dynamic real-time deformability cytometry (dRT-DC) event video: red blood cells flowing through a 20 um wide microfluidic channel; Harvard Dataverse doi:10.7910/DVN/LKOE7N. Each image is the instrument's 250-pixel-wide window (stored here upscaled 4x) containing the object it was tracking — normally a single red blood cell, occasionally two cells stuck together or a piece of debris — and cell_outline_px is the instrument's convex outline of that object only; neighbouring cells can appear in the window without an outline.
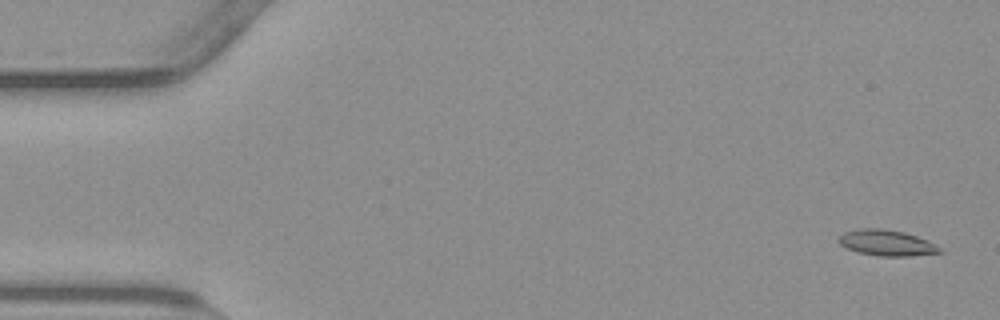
{"species": "common noctule bat (a hibernating species)", "species_latin": "Nyctalus noctula", "temperature_condition": "warm", "stored_images_in_passage": 55, "camera_frame_rate_fps": 3000, "um_per_image_px": 0.085, "animal": {"sex": "male", "body_mass_g": 23.1, "forearm_length_mm": 52.7}, "frame": {"image": 1, "passage_image": 2, "time_ms": 0.333, "image_size_px": [1000, 320], "cell_outline_px": [[944, 252], [908, 256], [880, 256], [856, 252], [844, 248], [836, 240], [844, 232], [860, 228], [880, 228], [904, 232], [928, 240], [944, 248]], "centroid_in_image_um": [75.37, 20.65], "position_along_channel_um": 9.6, "area_um2": 15.49}}
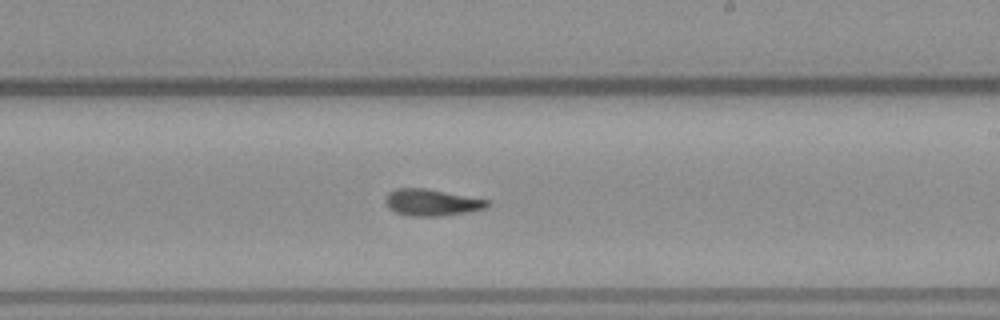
{"frame": {"image": 2, "passage_image": 32, "time_ms": 10.333, "image_size_px": [1000, 320], "cell_outline_px": [[488, 204], [484, 208], [468, 212], [440, 216], [408, 216], [396, 212], [388, 208], [384, 200], [384, 196], [388, 192], [396, 188], [428, 188], [488, 200]], "centroid_in_image_um": [36.62, 17.2], "position_along_channel_um": 252.4, "area_um2": 15.9}}
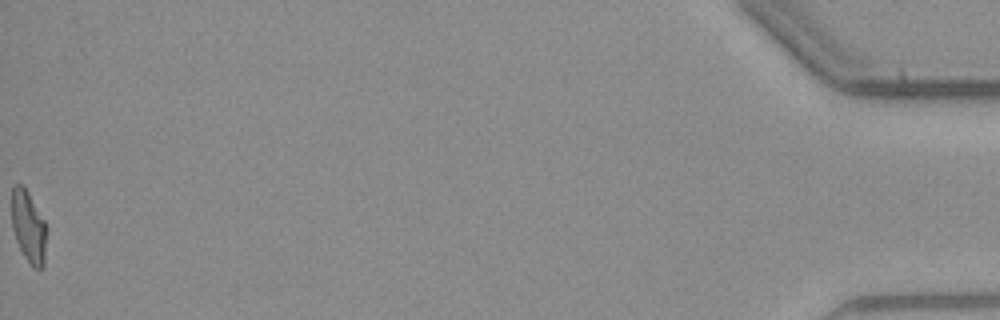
{"frame": {"image": 3, "passage_image": 55, "time_ms": 18.0, "image_size_px": [1000, 320], "cell_outline_px": [[48, 228], [44, 268], [32, 268], [28, 264], [16, 240], [12, 228], [12, 188], [16, 184], [20, 184], [28, 192], [44, 220]], "centroid_in_image_um": [2.45, 19.34], "position_along_channel_um": 432.7, "area_um2": 14.85}, "authors_computed_cell_mechanics": {"area_um2": 15.4904, "velocity_mm_per_s": 3.8029, "shape_relaxation_time_tau1_ms": null, "shape_relaxation_time_tau2_ms": 1.709, "deformation_change_tau1": null, "deformation_change_tau2": 0.0923}}